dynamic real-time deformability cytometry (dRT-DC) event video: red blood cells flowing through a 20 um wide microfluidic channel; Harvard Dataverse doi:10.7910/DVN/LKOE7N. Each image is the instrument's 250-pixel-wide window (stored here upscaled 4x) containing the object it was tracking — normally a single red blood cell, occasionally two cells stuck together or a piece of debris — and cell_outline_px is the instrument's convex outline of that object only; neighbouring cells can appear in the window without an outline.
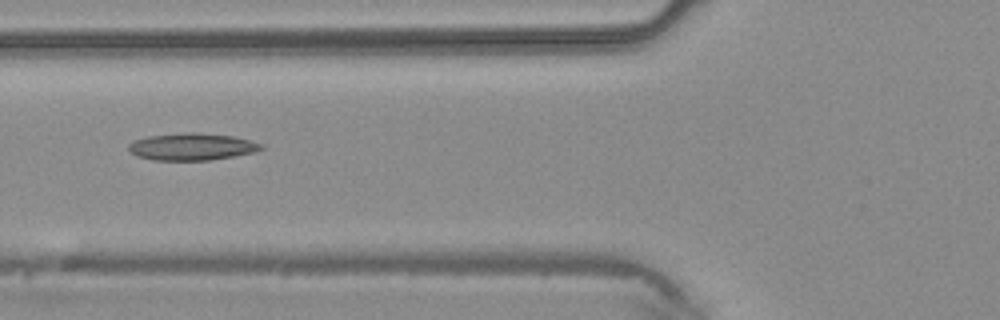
{"species": "common noctule bat (a hibernating species)", "species_latin": "Nyctalus noctula", "temperature_condition": "warm", "stored_images_in_passage": 45, "camera_frame_rate_fps": 3000, "um_per_image_px": 0.085, "animal": {"sex": "male", "body_mass_g": 20.4}, "frame": {"image": 1, "passage_image": 17, "time_ms": 5.333, "image_size_px": [1000, 320], "cell_outline_px": [[264, 148], [256, 152], [236, 156], [212, 160], [152, 160], [136, 156], [128, 148], [128, 144], [136, 140], [148, 136], [188, 132], [196, 132], [232, 136], [252, 140], [264, 144]], "centroid_in_image_um": [16.37, 12.47], "position_along_channel_um": 109.4, "area_um2": 21.1}}
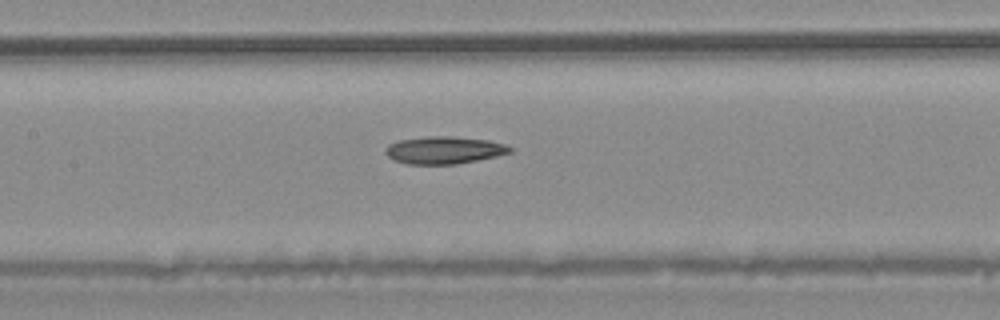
{"frame": {"image": 2, "passage_image": 21, "time_ms": 6.667, "image_size_px": [1000, 320], "cell_outline_px": [[512, 152], [496, 156], [456, 164], [408, 164], [392, 160], [384, 152], [384, 148], [388, 144], [400, 140], [428, 136], [452, 136], [488, 140], [504, 144], [512, 148]], "centroid_in_image_um": [37.71, 12.76], "position_along_channel_um": 169.7, "area_um2": 19.88}}
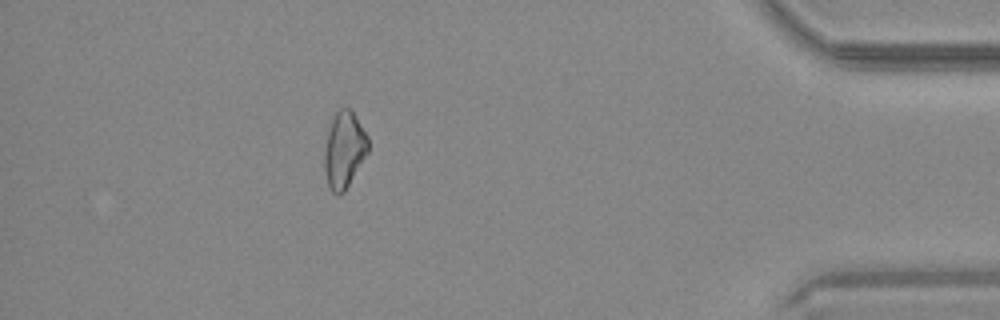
{"frame": {"image": 3, "passage_image": 40, "time_ms": 13.0, "image_size_px": [1000, 320], "cell_outline_px": [[368, 152], [344, 192], [332, 192], [328, 184], [324, 172], [324, 152], [328, 132], [332, 120], [336, 112], [340, 108], [348, 108], [352, 112], [368, 136]], "centroid_in_image_um": [29.25, 12.74], "position_along_channel_um": 406.0, "area_um2": 19.02}}